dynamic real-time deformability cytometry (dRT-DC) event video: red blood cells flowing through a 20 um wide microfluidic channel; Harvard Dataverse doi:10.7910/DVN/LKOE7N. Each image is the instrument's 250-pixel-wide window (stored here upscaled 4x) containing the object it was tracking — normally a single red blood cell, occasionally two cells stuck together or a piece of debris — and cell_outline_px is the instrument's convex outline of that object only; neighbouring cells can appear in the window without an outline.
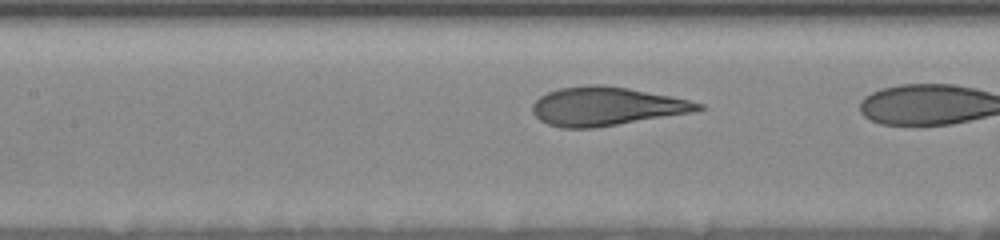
{"species": "human", "species_latin": "Homo sapiens", "temperature_condition": "room temperature", "stored_images_in_passage": 8, "camera_frame_rate_fps": 3000, "um_per_image_px": 0.085, "donor": {"sex": "female"}, "frame": {"image": 1, "passage_image": 7, "time_ms": 2.0, "image_size_px": [1000, 240], "cell_outline_px": [[704, 108], [692, 112], [592, 128], [560, 128], [548, 124], [540, 120], [532, 112], [532, 104], [540, 96], [548, 92], [560, 88], [588, 84], [604, 84], [628, 88], [672, 96], [704, 104]], "centroid_in_image_um": [51.5, 9.02], "position_along_channel_um": 155.9, "area_um2": 37.11}}